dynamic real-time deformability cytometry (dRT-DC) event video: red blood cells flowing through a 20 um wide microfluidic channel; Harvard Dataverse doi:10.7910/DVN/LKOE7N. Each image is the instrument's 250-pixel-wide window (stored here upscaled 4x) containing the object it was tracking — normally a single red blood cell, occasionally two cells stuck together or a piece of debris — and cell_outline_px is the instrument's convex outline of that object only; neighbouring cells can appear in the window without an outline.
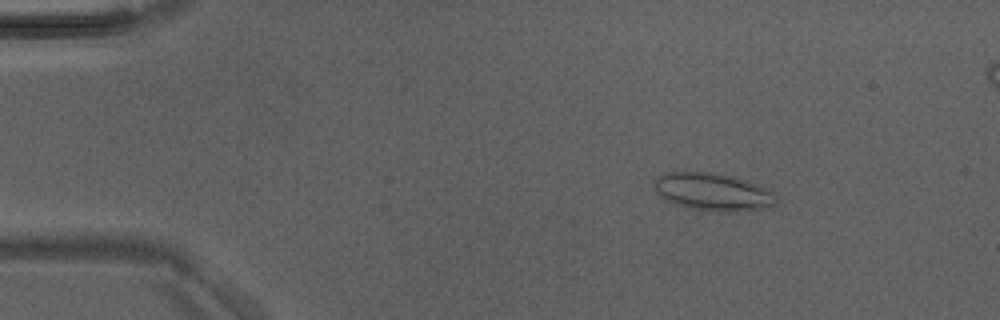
{"species": "Egyptian fruit bat (a non-hibernating species)", "species_latin": "Rousettus aegyptiacus", "temperature_condition": "room temperature", "stored_images_in_passage": 5, "camera_frame_rate_fps": 3000, "um_per_image_px": 0.085, "animal": {"sex": "male"}, "frame": {"image": 1, "passage_image": 2, "time_ms": 0.333, "image_size_px": [1000, 320], "cell_outline_px": [[776, 204], [772, 208], [736, 212], [720, 212], [692, 208], [676, 204], [664, 200], [656, 192], [652, 184], [656, 176], [664, 172], [712, 172], [736, 176], [756, 184], [772, 192], [776, 196]], "centroid_in_image_um": [60.59, 16.31], "position_along_channel_um": 24.4, "area_um2": 27.22}}